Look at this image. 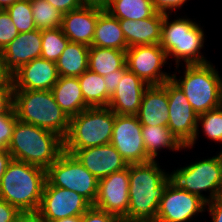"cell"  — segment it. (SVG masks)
<instances>
[{"label": "cell", "mask_w": 222, "mask_h": 222, "mask_svg": "<svg viewBox=\"0 0 222 222\" xmlns=\"http://www.w3.org/2000/svg\"><path fill=\"white\" fill-rule=\"evenodd\" d=\"M155 160L129 164L128 222H155L160 201L170 174L160 169Z\"/></svg>", "instance_id": "obj_1"}, {"label": "cell", "mask_w": 222, "mask_h": 222, "mask_svg": "<svg viewBox=\"0 0 222 222\" xmlns=\"http://www.w3.org/2000/svg\"><path fill=\"white\" fill-rule=\"evenodd\" d=\"M7 149L14 160L47 170L64 152V140L55 132L17 119Z\"/></svg>", "instance_id": "obj_2"}, {"label": "cell", "mask_w": 222, "mask_h": 222, "mask_svg": "<svg viewBox=\"0 0 222 222\" xmlns=\"http://www.w3.org/2000/svg\"><path fill=\"white\" fill-rule=\"evenodd\" d=\"M45 182V169L12 159L1 179L0 199L21 213L37 212Z\"/></svg>", "instance_id": "obj_3"}, {"label": "cell", "mask_w": 222, "mask_h": 222, "mask_svg": "<svg viewBox=\"0 0 222 222\" xmlns=\"http://www.w3.org/2000/svg\"><path fill=\"white\" fill-rule=\"evenodd\" d=\"M17 119L55 132L63 139L68 134L70 118L56 103L51 90L14 89Z\"/></svg>", "instance_id": "obj_4"}, {"label": "cell", "mask_w": 222, "mask_h": 222, "mask_svg": "<svg viewBox=\"0 0 222 222\" xmlns=\"http://www.w3.org/2000/svg\"><path fill=\"white\" fill-rule=\"evenodd\" d=\"M115 113L108 107H88L70 117L69 130L64 140V151L97 147L110 143Z\"/></svg>", "instance_id": "obj_5"}, {"label": "cell", "mask_w": 222, "mask_h": 222, "mask_svg": "<svg viewBox=\"0 0 222 222\" xmlns=\"http://www.w3.org/2000/svg\"><path fill=\"white\" fill-rule=\"evenodd\" d=\"M184 77L171 80L182 90L192 109L201 115L218 108L222 95V78L209 63L186 65Z\"/></svg>", "instance_id": "obj_6"}, {"label": "cell", "mask_w": 222, "mask_h": 222, "mask_svg": "<svg viewBox=\"0 0 222 222\" xmlns=\"http://www.w3.org/2000/svg\"><path fill=\"white\" fill-rule=\"evenodd\" d=\"M169 13L164 14L161 27L160 46L168 56L176 57V63L182 59L186 65L209 63L200 50L204 44V32L201 27L188 18H179L169 22ZM201 54V55H200Z\"/></svg>", "instance_id": "obj_7"}, {"label": "cell", "mask_w": 222, "mask_h": 222, "mask_svg": "<svg viewBox=\"0 0 222 222\" xmlns=\"http://www.w3.org/2000/svg\"><path fill=\"white\" fill-rule=\"evenodd\" d=\"M46 182L51 186L74 191L92 205L97 199L99 180L65 151L46 170Z\"/></svg>", "instance_id": "obj_8"}, {"label": "cell", "mask_w": 222, "mask_h": 222, "mask_svg": "<svg viewBox=\"0 0 222 222\" xmlns=\"http://www.w3.org/2000/svg\"><path fill=\"white\" fill-rule=\"evenodd\" d=\"M174 172V173H173ZM170 176L180 189L202 197L209 202L219 196L222 185V151L217 156L200 160L189 166L174 170ZM210 192L207 198L201 191Z\"/></svg>", "instance_id": "obj_9"}, {"label": "cell", "mask_w": 222, "mask_h": 222, "mask_svg": "<svg viewBox=\"0 0 222 222\" xmlns=\"http://www.w3.org/2000/svg\"><path fill=\"white\" fill-rule=\"evenodd\" d=\"M162 85L167 89L169 103L168 128L185 148H191L197 140L199 131L198 115L192 109L184 92L172 80Z\"/></svg>", "instance_id": "obj_10"}, {"label": "cell", "mask_w": 222, "mask_h": 222, "mask_svg": "<svg viewBox=\"0 0 222 222\" xmlns=\"http://www.w3.org/2000/svg\"><path fill=\"white\" fill-rule=\"evenodd\" d=\"M91 206L82 195L45 182L37 213L43 222H51L70 216H82Z\"/></svg>", "instance_id": "obj_11"}, {"label": "cell", "mask_w": 222, "mask_h": 222, "mask_svg": "<svg viewBox=\"0 0 222 222\" xmlns=\"http://www.w3.org/2000/svg\"><path fill=\"white\" fill-rule=\"evenodd\" d=\"M110 143L128 164L152 161L146 153L142 136V125L136 115H118L115 113Z\"/></svg>", "instance_id": "obj_12"}, {"label": "cell", "mask_w": 222, "mask_h": 222, "mask_svg": "<svg viewBox=\"0 0 222 222\" xmlns=\"http://www.w3.org/2000/svg\"><path fill=\"white\" fill-rule=\"evenodd\" d=\"M167 56L160 44L129 47L126 50V66L148 86L162 85L171 80L170 74L161 71Z\"/></svg>", "instance_id": "obj_13"}, {"label": "cell", "mask_w": 222, "mask_h": 222, "mask_svg": "<svg viewBox=\"0 0 222 222\" xmlns=\"http://www.w3.org/2000/svg\"><path fill=\"white\" fill-rule=\"evenodd\" d=\"M206 201L193 193L180 189L172 181L167 185L160 201L157 222H187L204 212ZM205 207V208H204ZM204 210V211H203Z\"/></svg>", "instance_id": "obj_14"}, {"label": "cell", "mask_w": 222, "mask_h": 222, "mask_svg": "<svg viewBox=\"0 0 222 222\" xmlns=\"http://www.w3.org/2000/svg\"><path fill=\"white\" fill-rule=\"evenodd\" d=\"M93 206L128 222L129 165L99 180L98 195Z\"/></svg>", "instance_id": "obj_15"}, {"label": "cell", "mask_w": 222, "mask_h": 222, "mask_svg": "<svg viewBox=\"0 0 222 222\" xmlns=\"http://www.w3.org/2000/svg\"><path fill=\"white\" fill-rule=\"evenodd\" d=\"M72 155L98 180L129 165L111 143L79 149Z\"/></svg>", "instance_id": "obj_16"}, {"label": "cell", "mask_w": 222, "mask_h": 222, "mask_svg": "<svg viewBox=\"0 0 222 222\" xmlns=\"http://www.w3.org/2000/svg\"><path fill=\"white\" fill-rule=\"evenodd\" d=\"M59 77L55 62L38 57L13 73L12 83L14 89L51 90Z\"/></svg>", "instance_id": "obj_17"}, {"label": "cell", "mask_w": 222, "mask_h": 222, "mask_svg": "<svg viewBox=\"0 0 222 222\" xmlns=\"http://www.w3.org/2000/svg\"><path fill=\"white\" fill-rule=\"evenodd\" d=\"M104 8L83 5L62 16L61 29L70 42L91 46L98 15Z\"/></svg>", "instance_id": "obj_18"}, {"label": "cell", "mask_w": 222, "mask_h": 222, "mask_svg": "<svg viewBox=\"0 0 222 222\" xmlns=\"http://www.w3.org/2000/svg\"><path fill=\"white\" fill-rule=\"evenodd\" d=\"M42 30L19 33L6 48L1 51L6 68L13 74L23 64L41 57Z\"/></svg>", "instance_id": "obj_19"}, {"label": "cell", "mask_w": 222, "mask_h": 222, "mask_svg": "<svg viewBox=\"0 0 222 222\" xmlns=\"http://www.w3.org/2000/svg\"><path fill=\"white\" fill-rule=\"evenodd\" d=\"M147 87L137 75L127 70L110 97L108 107L118 115H137Z\"/></svg>", "instance_id": "obj_20"}, {"label": "cell", "mask_w": 222, "mask_h": 222, "mask_svg": "<svg viewBox=\"0 0 222 222\" xmlns=\"http://www.w3.org/2000/svg\"><path fill=\"white\" fill-rule=\"evenodd\" d=\"M167 89L163 85L148 86L142 96L137 118L141 125L166 126L169 120Z\"/></svg>", "instance_id": "obj_21"}, {"label": "cell", "mask_w": 222, "mask_h": 222, "mask_svg": "<svg viewBox=\"0 0 222 222\" xmlns=\"http://www.w3.org/2000/svg\"><path fill=\"white\" fill-rule=\"evenodd\" d=\"M164 13L156 12L152 17L134 21L118 19L128 48L160 44Z\"/></svg>", "instance_id": "obj_22"}, {"label": "cell", "mask_w": 222, "mask_h": 222, "mask_svg": "<svg viewBox=\"0 0 222 222\" xmlns=\"http://www.w3.org/2000/svg\"><path fill=\"white\" fill-rule=\"evenodd\" d=\"M51 92L56 103L69 118L88 108L81 92L78 77L60 76Z\"/></svg>", "instance_id": "obj_23"}, {"label": "cell", "mask_w": 222, "mask_h": 222, "mask_svg": "<svg viewBox=\"0 0 222 222\" xmlns=\"http://www.w3.org/2000/svg\"><path fill=\"white\" fill-rule=\"evenodd\" d=\"M91 46L122 51L128 49L118 18L111 16L105 9L98 15Z\"/></svg>", "instance_id": "obj_24"}, {"label": "cell", "mask_w": 222, "mask_h": 222, "mask_svg": "<svg viewBox=\"0 0 222 222\" xmlns=\"http://www.w3.org/2000/svg\"><path fill=\"white\" fill-rule=\"evenodd\" d=\"M89 65V46L69 42L56 62L59 76L79 77Z\"/></svg>", "instance_id": "obj_25"}, {"label": "cell", "mask_w": 222, "mask_h": 222, "mask_svg": "<svg viewBox=\"0 0 222 222\" xmlns=\"http://www.w3.org/2000/svg\"><path fill=\"white\" fill-rule=\"evenodd\" d=\"M126 65V51L102 47H89L88 69L101 76L122 69Z\"/></svg>", "instance_id": "obj_26"}, {"label": "cell", "mask_w": 222, "mask_h": 222, "mask_svg": "<svg viewBox=\"0 0 222 222\" xmlns=\"http://www.w3.org/2000/svg\"><path fill=\"white\" fill-rule=\"evenodd\" d=\"M143 142L147 155L152 159L158 155V149L169 148V150L185 149V146L166 126L142 125Z\"/></svg>", "instance_id": "obj_27"}, {"label": "cell", "mask_w": 222, "mask_h": 222, "mask_svg": "<svg viewBox=\"0 0 222 222\" xmlns=\"http://www.w3.org/2000/svg\"><path fill=\"white\" fill-rule=\"evenodd\" d=\"M104 9L115 18L134 21L152 17L157 12L152 0H110Z\"/></svg>", "instance_id": "obj_28"}, {"label": "cell", "mask_w": 222, "mask_h": 222, "mask_svg": "<svg viewBox=\"0 0 222 222\" xmlns=\"http://www.w3.org/2000/svg\"><path fill=\"white\" fill-rule=\"evenodd\" d=\"M78 80L85 104L88 107L108 106L110 96L107 94L103 76L88 69L78 77Z\"/></svg>", "instance_id": "obj_29"}, {"label": "cell", "mask_w": 222, "mask_h": 222, "mask_svg": "<svg viewBox=\"0 0 222 222\" xmlns=\"http://www.w3.org/2000/svg\"><path fill=\"white\" fill-rule=\"evenodd\" d=\"M36 29H54L61 27L62 16L52 4L45 0H30Z\"/></svg>", "instance_id": "obj_30"}, {"label": "cell", "mask_w": 222, "mask_h": 222, "mask_svg": "<svg viewBox=\"0 0 222 222\" xmlns=\"http://www.w3.org/2000/svg\"><path fill=\"white\" fill-rule=\"evenodd\" d=\"M69 42L61 27L43 29L41 57L56 63Z\"/></svg>", "instance_id": "obj_31"}, {"label": "cell", "mask_w": 222, "mask_h": 222, "mask_svg": "<svg viewBox=\"0 0 222 222\" xmlns=\"http://www.w3.org/2000/svg\"><path fill=\"white\" fill-rule=\"evenodd\" d=\"M5 10L10 15L19 33L36 29L30 0H19Z\"/></svg>", "instance_id": "obj_32"}, {"label": "cell", "mask_w": 222, "mask_h": 222, "mask_svg": "<svg viewBox=\"0 0 222 222\" xmlns=\"http://www.w3.org/2000/svg\"><path fill=\"white\" fill-rule=\"evenodd\" d=\"M197 123H201L205 136L216 142H222V109L220 106L199 115Z\"/></svg>", "instance_id": "obj_33"}, {"label": "cell", "mask_w": 222, "mask_h": 222, "mask_svg": "<svg viewBox=\"0 0 222 222\" xmlns=\"http://www.w3.org/2000/svg\"><path fill=\"white\" fill-rule=\"evenodd\" d=\"M19 32L10 15L5 9H0V52L18 36Z\"/></svg>", "instance_id": "obj_34"}, {"label": "cell", "mask_w": 222, "mask_h": 222, "mask_svg": "<svg viewBox=\"0 0 222 222\" xmlns=\"http://www.w3.org/2000/svg\"><path fill=\"white\" fill-rule=\"evenodd\" d=\"M16 120L14 108L9 113L0 115V150L8 148Z\"/></svg>", "instance_id": "obj_35"}, {"label": "cell", "mask_w": 222, "mask_h": 222, "mask_svg": "<svg viewBox=\"0 0 222 222\" xmlns=\"http://www.w3.org/2000/svg\"><path fill=\"white\" fill-rule=\"evenodd\" d=\"M81 222H123L118 216L100 210L93 205L82 215Z\"/></svg>", "instance_id": "obj_36"}, {"label": "cell", "mask_w": 222, "mask_h": 222, "mask_svg": "<svg viewBox=\"0 0 222 222\" xmlns=\"http://www.w3.org/2000/svg\"><path fill=\"white\" fill-rule=\"evenodd\" d=\"M14 107V88L0 87V115L9 113Z\"/></svg>", "instance_id": "obj_37"}, {"label": "cell", "mask_w": 222, "mask_h": 222, "mask_svg": "<svg viewBox=\"0 0 222 222\" xmlns=\"http://www.w3.org/2000/svg\"><path fill=\"white\" fill-rule=\"evenodd\" d=\"M128 70L125 65L122 69L109 73L104 76V81L106 82L105 87L107 89V94L111 97L115 92L119 82L122 80L124 73Z\"/></svg>", "instance_id": "obj_38"}, {"label": "cell", "mask_w": 222, "mask_h": 222, "mask_svg": "<svg viewBox=\"0 0 222 222\" xmlns=\"http://www.w3.org/2000/svg\"><path fill=\"white\" fill-rule=\"evenodd\" d=\"M20 214L21 212L15 206L0 199V222H14Z\"/></svg>", "instance_id": "obj_39"}, {"label": "cell", "mask_w": 222, "mask_h": 222, "mask_svg": "<svg viewBox=\"0 0 222 222\" xmlns=\"http://www.w3.org/2000/svg\"><path fill=\"white\" fill-rule=\"evenodd\" d=\"M52 4L60 13L66 14L69 11L79 9L83 6L81 0H45Z\"/></svg>", "instance_id": "obj_40"}, {"label": "cell", "mask_w": 222, "mask_h": 222, "mask_svg": "<svg viewBox=\"0 0 222 222\" xmlns=\"http://www.w3.org/2000/svg\"><path fill=\"white\" fill-rule=\"evenodd\" d=\"M186 1L187 0H152V4L157 12L167 14L168 10H176V8H180Z\"/></svg>", "instance_id": "obj_41"}, {"label": "cell", "mask_w": 222, "mask_h": 222, "mask_svg": "<svg viewBox=\"0 0 222 222\" xmlns=\"http://www.w3.org/2000/svg\"><path fill=\"white\" fill-rule=\"evenodd\" d=\"M208 210L212 216V222H222V200L218 197L207 202Z\"/></svg>", "instance_id": "obj_42"}, {"label": "cell", "mask_w": 222, "mask_h": 222, "mask_svg": "<svg viewBox=\"0 0 222 222\" xmlns=\"http://www.w3.org/2000/svg\"><path fill=\"white\" fill-rule=\"evenodd\" d=\"M12 76L13 74L6 68L0 52V87H13Z\"/></svg>", "instance_id": "obj_43"}, {"label": "cell", "mask_w": 222, "mask_h": 222, "mask_svg": "<svg viewBox=\"0 0 222 222\" xmlns=\"http://www.w3.org/2000/svg\"><path fill=\"white\" fill-rule=\"evenodd\" d=\"M12 159H13L12 155L9 153L8 149L0 150V184H1L2 176L4 175Z\"/></svg>", "instance_id": "obj_44"}, {"label": "cell", "mask_w": 222, "mask_h": 222, "mask_svg": "<svg viewBox=\"0 0 222 222\" xmlns=\"http://www.w3.org/2000/svg\"><path fill=\"white\" fill-rule=\"evenodd\" d=\"M14 222H43L37 212L21 213Z\"/></svg>", "instance_id": "obj_45"}, {"label": "cell", "mask_w": 222, "mask_h": 222, "mask_svg": "<svg viewBox=\"0 0 222 222\" xmlns=\"http://www.w3.org/2000/svg\"><path fill=\"white\" fill-rule=\"evenodd\" d=\"M110 0H81L83 5L105 8Z\"/></svg>", "instance_id": "obj_46"}, {"label": "cell", "mask_w": 222, "mask_h": 222, "mask_svg": "<svg viewBox=\"0 0 222 222\" xmlns=\"http://www.w3.org/2000/svg\"><path fill=\"white\" fill-rule=\"evenodd\" d=\"M82 216H70L62 219H57L51 222H81Z\"/></svg>", "instance_id": "obj_47"}, {"label": "cell", "mask_w": 222, "mask_h": 222, "mask_svg": "<svg viewBox=\"0 0 222 222\" xmlns=\"http://www.w3.org/2000/svg\"><path fill=\"white\" fill-rule=\"evenodd\" d=\"M19 0H0V9H7L10 5Z\"/></svg>", "instance_id": "obj_48"}, {"label": "cell", "mask_w": 222, "mask_h": 222, "mask_svg": "<svg viewBox=\"0 0 222 222\" xmlns=\"http://www.w3.org/2000/svg\"><path fill=\"white\" fill-rule=\"evenodd\" d=\"M218 198L222 200V185H221V189H220V193H219Z\"/></svg>", "instance_id": "obj_49"}, {"label": "cell", "mask_w": 222, "mask_h": 222, "mask_svg": "<svg viewBox=\"0 0 222 222\" xmlns=\"http://www.w3.org/2000/svg\"><path fill=\"white\" fill-rule=\"evenodd\" d=\"M220 108L222 109V95H221V100H220Z\"/></svg>", "instance_id": "obj_50"}]
</instances>
